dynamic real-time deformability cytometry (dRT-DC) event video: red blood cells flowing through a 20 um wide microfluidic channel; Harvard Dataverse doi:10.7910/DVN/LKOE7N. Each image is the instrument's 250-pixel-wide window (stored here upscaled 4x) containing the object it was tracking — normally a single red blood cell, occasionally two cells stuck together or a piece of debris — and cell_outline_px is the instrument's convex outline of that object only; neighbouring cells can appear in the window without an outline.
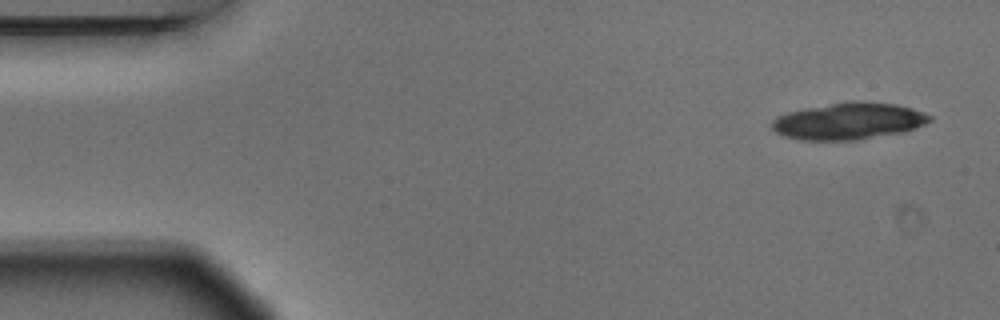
{"species": "Egyptian fruit bat (a non-hibernating species)", "species_latin": "Rousettus aegyptiacus", "temperature_condition": "warm", "stored_images_in_passage": 7, "camera_frame_rate_fps": 3000, "um_per_image_px": 0.085, "animal": {"sex": "male"}, "frame": {"image": 1, "passage_image": 1, "time_ms": 0.0, "image_size_px": [1000, 320], "cell_outline_px": [[932, 120], [916, 128], [904, 132], [856, 140], [800, 140], [784, 136], [776, 132], [772, 128], [772, 120], [776, 116], [788, 112], [804, 108], [852, 100], [864, 100], [896, 104], [912, 108], [924, 112], [932, 116]], "centroid_in_image_um": [72.15, 10.28], "position_along_channel_um": 12.8, "area_um2": 34.16}}
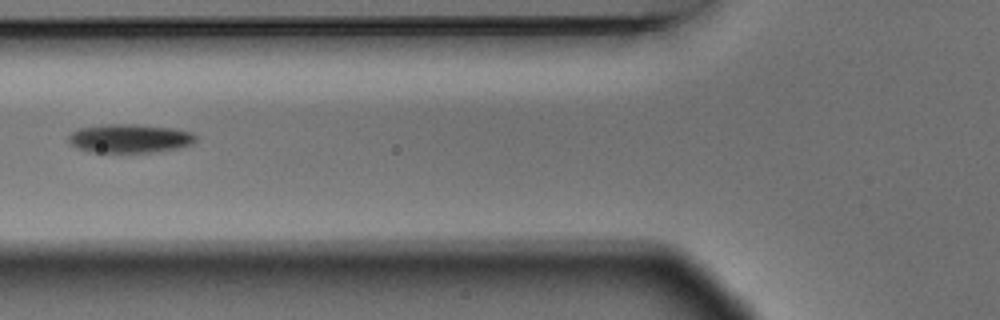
{"frame": {"image": 2, "passage_image": 5, "time_ms": 1.333, "image_size_px": [1000, 320], "cell_outline_px": [[196, 140], [192, 144], [180, 148], [152, 152], [92, 152], [76, 148], [68, 140], [68, 136], [72, 132], [80, 128], [108, 124], [132, 124], [172, 128], [192, 132], [196, 136]], "centroid_in_image_um": [11.04, 11.77], "position_along_channel_um": 114.8, "area_um2": 21.21}}
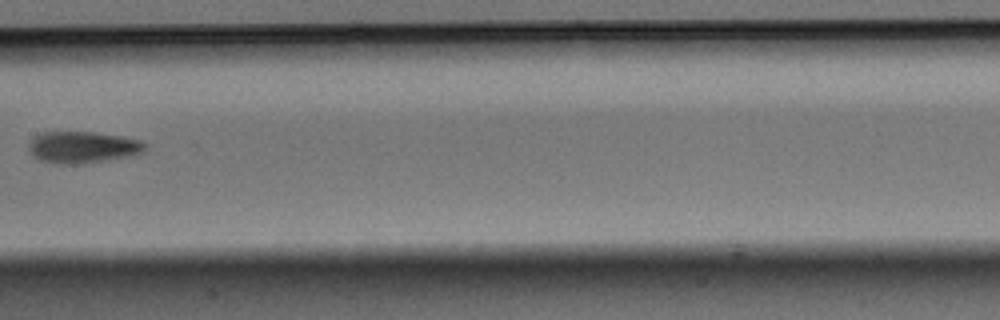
{"frame": {"image": 3, "passage_image": 7, "time_ms": 2.0, "image_size_px": [1000, 320], "cell_outline_px": [[144, 148], [140, 152], [128, 156], [72, 164], [64, 164], [40, 160], [32, 156], [28, 148], [28, 144], [32, 136], [44, 132], [92, 132], [120, 136], [140, 140], [144, 144]], "centroid_in_image_um": [6.92, 12.49], "position_along_channel_um": 200.5, "area_um2": 20.92}}